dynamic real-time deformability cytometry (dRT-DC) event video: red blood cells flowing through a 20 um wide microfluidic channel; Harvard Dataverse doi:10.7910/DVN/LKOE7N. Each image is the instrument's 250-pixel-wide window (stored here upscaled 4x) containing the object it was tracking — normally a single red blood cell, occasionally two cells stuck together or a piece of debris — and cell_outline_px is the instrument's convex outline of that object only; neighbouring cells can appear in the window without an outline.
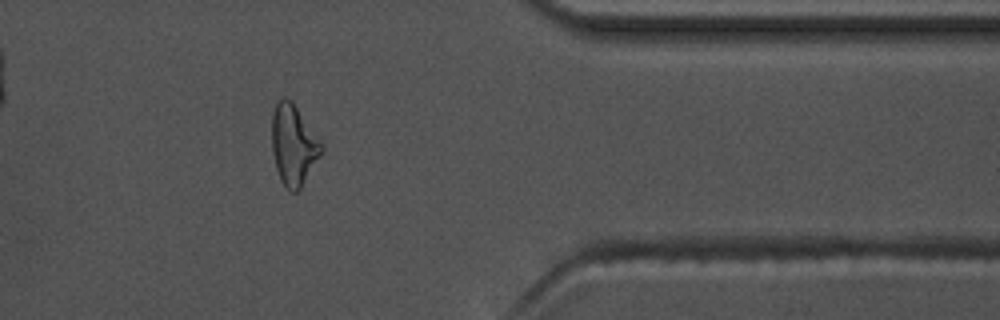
{"species": "common noctule bat (a hibernating species)", "species_latin": "Nyctalus noctula", "temperature_condition": "warm", "stored_images_in_passage": 43, "camera_frame_rate_fps": 3000, "um_per_image_px": 0.085, "animal": {"sex": "male", "body_mass_g": 17.5, "forearm_length_mm": 52.3}, "frame": {"image": 1, "passage_image": 37, "time_ms": 12.0, "image_size_px": [1000, 320], "cell_outline_px": [[324, 152], [300, 188], [296, 192], [292, 192], [280, 180], [276, 168], [272, 152], [272, 112], [276, 104], [284, 96], [292, 100], [324, 148]], "centroid_in_image_um": [24.94, 12.32], "position_along_channel_um": 386.5, "area_um2": 23.06}, "authors_computed_cell_mechanics": {"area_um2": 21.7906, "velocity_mm_per_s": 3.7087, "shape_relaxation_time_tau1_ms": 6.3222, "shape_relaxation_time_tau2_ms": 2.6671, "deformation_change_tau1": 0.1923, "deformation_change_tau2": 0.1021}}